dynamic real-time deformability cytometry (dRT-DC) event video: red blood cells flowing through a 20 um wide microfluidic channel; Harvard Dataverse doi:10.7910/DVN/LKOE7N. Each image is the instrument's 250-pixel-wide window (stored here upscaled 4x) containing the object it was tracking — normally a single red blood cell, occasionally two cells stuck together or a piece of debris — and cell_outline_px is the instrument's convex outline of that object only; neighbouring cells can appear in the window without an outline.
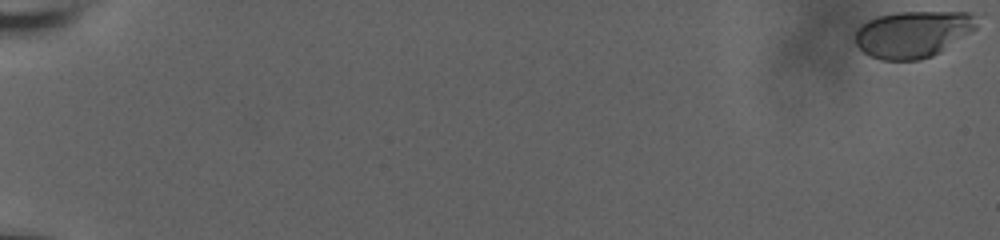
{"species": "human", "species_latin": "Homo sapiens", "temperature_condition": "room temperature", "stored_images_in_passage": 60, "camera_frame_rate_fps": 3000, "um_per_image_px": 0.085, "donor": {"sex": "male"}, "frame": {"image": 1, "passage_image": 1, "time_ms": 0.0, "image_size_px": [1000, 240], "cell_outline_px": [[976, 28], [972, 32], [940, 52], [932, 56], [920, 60], [880, 60], [868, 56], [856, 44], [856, 32], [868, 20], [876, 16], [896, 12], [968, 12], [972, 16], [976, 24]], "centroid_in_image_um": [77.58, 2.91], "position_along_channel_um": 7.4, "area_um2": 32.89}}
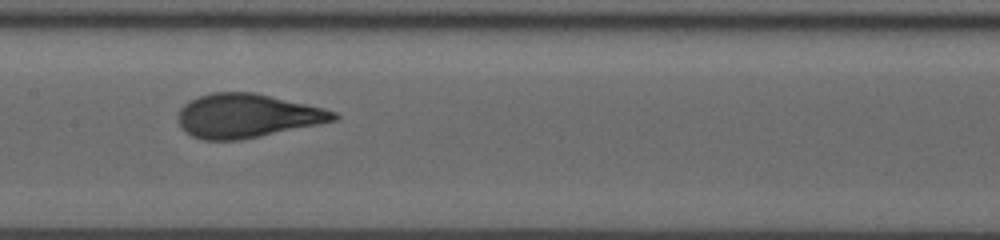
{"frame": {"image": 2, "passage_image": 34, "time_ms": 11.0, "image_size_px": [1000, 240], "cell_outline_px": [[340, 116], [336, 120], [320, 124], [240, 140], [204, 140], [192, 136], [180, 128], [176, 120], [176, 116], [180, 108], [188, 100], [212, 92], [252, 92], [324, 108], [336, 112]], "centroid_in_image_um": [20.95, 9.85], "position_along_channel_um": 186.4, "area_um2": 39.88}}
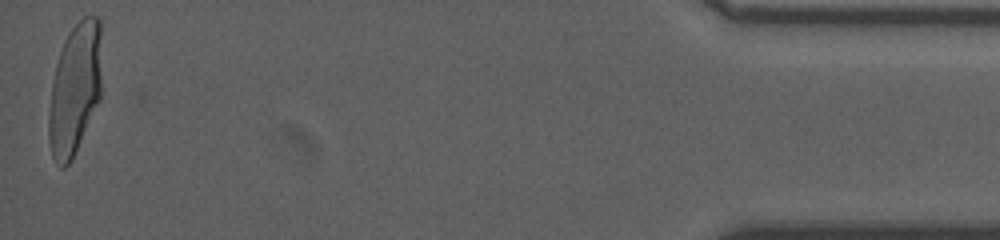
{"frame": {"image": 3, "passage_image": 60, "time_ms": 19.667, "image_size_px": [1000, 240], "cell_outline_px": [[100, 100], [72, 160], [64, 168], [60, 168], [56, 164], [52, 156], [48, 136], [48, 116], [52, 80], [56, 64], [64, 40], [68, 32], [84, 16], [96, 16], [100, 20]], "centroid_in_image_um": [6.34, 7.61], "position_along_channel_um": 428.9, "area_um2": 40.63}, "authors_computed_cell_mechanics": {"area_um2": 38.9861, "velocity_mm_per_s": 3.7279, "shape_relaxation_time_tau1_ms": 4.7819, "shape_relaxation_time_tau2_ms": null, "deformation_change_tau1": 0.2251, "deformation_change_tau2": null}}